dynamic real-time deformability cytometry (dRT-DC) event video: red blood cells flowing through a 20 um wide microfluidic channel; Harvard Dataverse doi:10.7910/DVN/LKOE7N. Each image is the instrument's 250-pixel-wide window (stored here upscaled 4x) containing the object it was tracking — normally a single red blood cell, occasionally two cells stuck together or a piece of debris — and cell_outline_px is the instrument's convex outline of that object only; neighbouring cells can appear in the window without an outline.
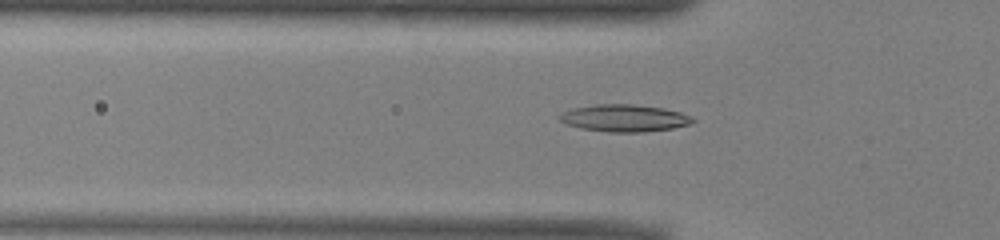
{"species": "common noctule bat (a hibernating species)", "species_latin": "Nyctalus noctula", "temperature_condition": "warm", "stored_images_in_passage": 52, "camera_frame_rate_fps": 3000, "um_per_image_px": 0.085, "animal": {"sex": "male", "body_mass_g": 13.0, "forearm_length_mm": 53.1}, "frame": {"image": 1, "passage_image": 17, "time_ms": 5.333, "image_size_px": [1000, 240], "cell_outline_px": [[696, 120], [688, 124], [672, 128], [644, 132], [608, 132], [580, 128], [564, 124], [556, 116], [572, 108], [596, 104], [632, 104], [664, 108], [680, 112], [692, 116]], "centroid_in_image_um": [53.04, 10.04], "position_along_channel_um": 72.8, "area_um2": 21.15}}
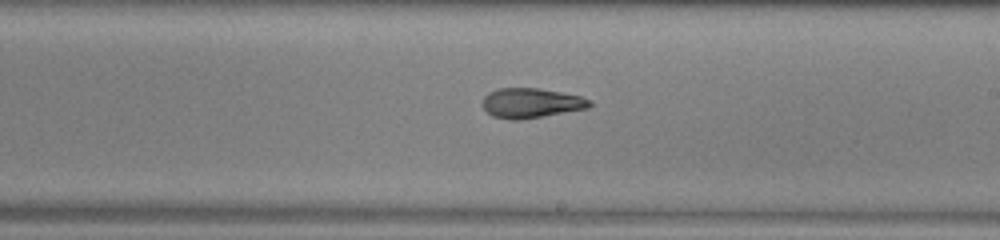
{"frame": {"image": 2, "passage_image": 30, "time_ms": 9.667, "image_size_px": [1000, 240], "cell_outline_px": [[592, 104], [588, 108], [544, 116], [520, 120], [512, 120], [492, 116], [484, 108], [484, 96], [488, 92], [496, 88], [536, 88], [560, 92], [580, 96], [592, 100]], "centroid_in_image_um": [45.15, 8.76], "position_along_channel_um": 243.9, "area_um2": 18.55}}
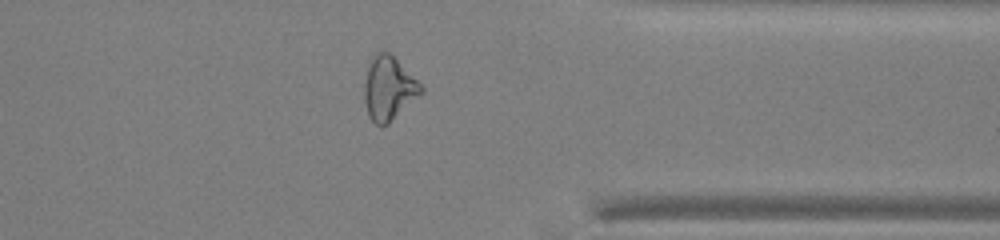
{"frame": {"image": 3, "passage_image": 41, "time_ms": 13.333, "image_size_px": [1000, 240], "cell_outline_px": [[424, 92], [388, 124], [376, 124], [368, 116], [364, 100], [364, 84], [368, 60], [376, 52], [388, 52], [424, 88]], "centroid_in_image_um": [33.01, 7.52], "position_along_channel_um": 378.4, "area_um2": 20.87}, "authors_computed_cell_mechanics": {"area_um2": 19.5075, "velocity_mm_per_s": 3.9407, "shape_relaxation_time_tau1_ms": 8.2016, "shape_relaxation_time_tau2_ms": 3.7678, "deformation_change_tau1": 0.2094, "deformation_change_tau2": 0.1258}}